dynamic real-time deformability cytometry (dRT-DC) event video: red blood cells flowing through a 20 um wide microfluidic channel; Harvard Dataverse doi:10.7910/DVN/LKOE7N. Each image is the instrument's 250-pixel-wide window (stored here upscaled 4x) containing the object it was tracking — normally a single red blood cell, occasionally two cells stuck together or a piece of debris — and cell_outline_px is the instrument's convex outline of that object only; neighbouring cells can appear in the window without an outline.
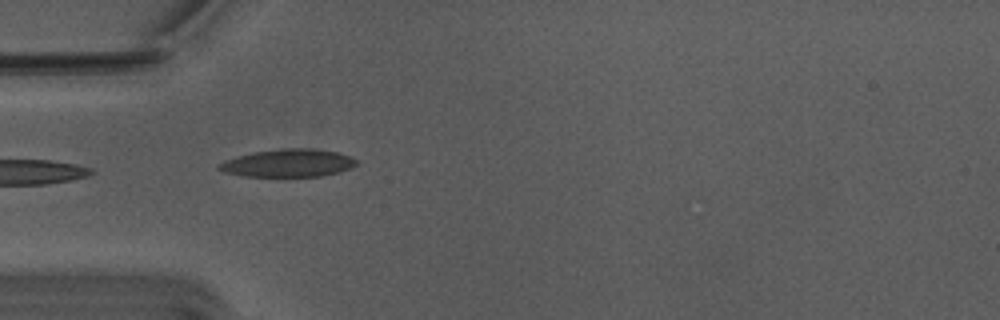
{"species": "Egyptian fruit bat (a non-hibernating species)", "species_latin": "Rousettus aegyptiacus", "temperature_condition": "warm", "stored_images_in_passage": 3, "camera_frame_rate_fps": 3000, "um_per_image_px": 0.085, "animal": {"sex": "male"}, "frame": {"image": 1, "passage_image": 1, "time_ms": 0.0, "image_size_px": [1000, 320], "cell_outline_px": [[356, 164], [340, 172], [320, 176], [244, 176], [224, 172], [216, 168], [216, 164], [224, 160], [252, 152], [284, 148], [312, 148], [336, 152], [352, 156], [356, 160]], "centroid_in_image_um": [24.45, 13.85], "position_along_channel_um": 60.5, "area_um2": 22.25}}